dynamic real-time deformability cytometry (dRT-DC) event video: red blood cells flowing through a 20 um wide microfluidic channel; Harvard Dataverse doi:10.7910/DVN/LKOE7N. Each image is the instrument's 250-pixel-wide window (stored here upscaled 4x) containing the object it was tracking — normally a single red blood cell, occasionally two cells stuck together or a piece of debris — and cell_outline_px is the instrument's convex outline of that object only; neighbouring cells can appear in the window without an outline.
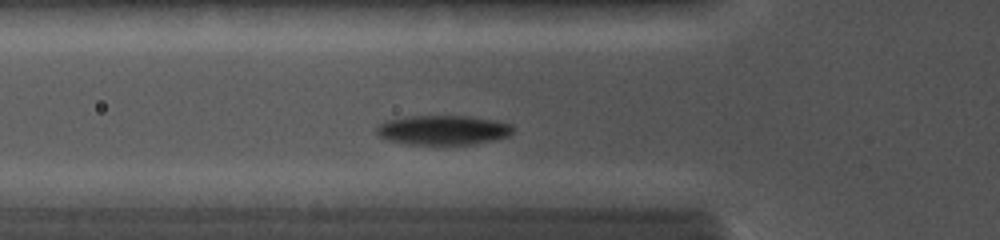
{"species": "common noctule bat (a hibernating species)", "species_latin": "Nyctalus noctula", "temperature_condition": "cold", "stored_images_in_passage": 4, "camera_frame_rate_fps": 5000, "um_per_image_px": 0.085, "animal": {"sex": "female", "body_mass_g": 19.0, "forearm_length_mm": 56.7}, "frame": {"image": 1, "passage_image": 4, "time_ms": 1.8, "image_size_px": [1000, 240], "cell_outline_px": [[516, 128], [508, 136], [476, 144], [444, 148], [404, 144], [388, 140], [376, 136], [376, 128], [380, 124], [388, 120], [408, 116], [468, 116], [496, 120], [512, 124]], "centroid_in_image_um": [37.66, 11.11], "position_along_channel_um": 88.1, "area_um2": 24.68}}